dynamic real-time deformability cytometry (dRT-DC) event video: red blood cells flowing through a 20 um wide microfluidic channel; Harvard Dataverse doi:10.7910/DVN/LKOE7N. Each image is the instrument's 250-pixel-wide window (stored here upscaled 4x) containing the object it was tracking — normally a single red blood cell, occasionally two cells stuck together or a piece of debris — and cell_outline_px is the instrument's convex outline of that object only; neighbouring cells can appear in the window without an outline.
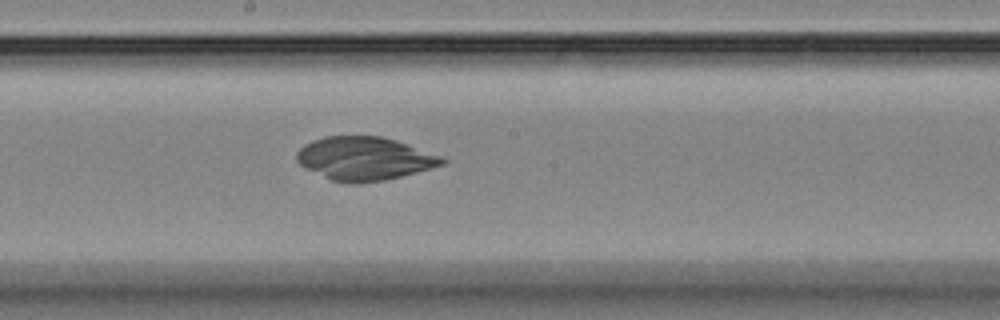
{"species": "Egyptian fruit bat (a non-hibernating species)", "species_latin": "Rousettus aegyptiacus", "temperature_condition": "room temperature", "stored_images_in_passage": 53, "camera_frame_rate_fps": 3000, "um_per_image_px": 0.085, "animal": {"sex": "female"}, "frame": {"image": 1, "passage_image": 28, "time_ms": 9.0, "image_size_px": [1000, 320], "cell_outline_px": [[448, 160], [444, 164], [432, 168], [384, 180], [360, 184], [344, 184], [332, 180], [304, 168], [296, 160], [296, 152], [304, 144], [312, 140], [324, 136], [380, 136], [396, 140], [440, 156]], "centroid_in_image_um": [30.94, 13.48], "position_along_channel_um": 217.3, "area_um2": 36.82}}
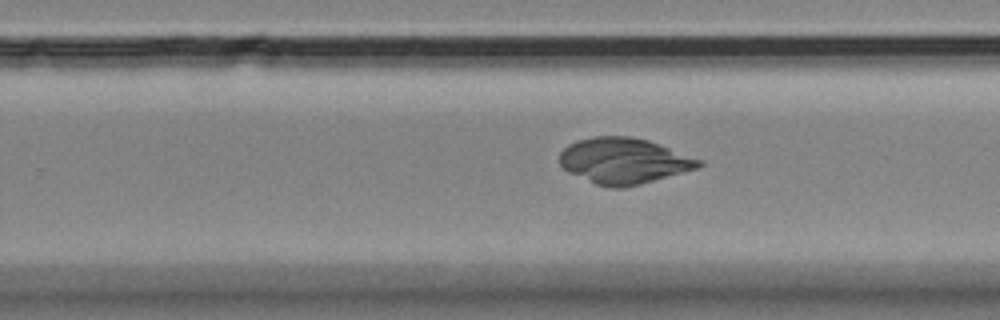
{"frame": {"image": 2, "passage_image": 33, "time_ms": 10.667, "image_size_px": [1000, 320], "cell_outline_px": [[704, 164], [696, 168], [640, 184], [624, 188], [608, 188], [596, 184], [568, 172], [560, 164], [560, 152], [568, 144], [576, 140], [592, 136], [628, 136], [648, 140], [704, 160]], "centroid_in_image_um": [53.01, 13.66], "position_along_channel_um": 276.8, "area_um2": 37.17}}
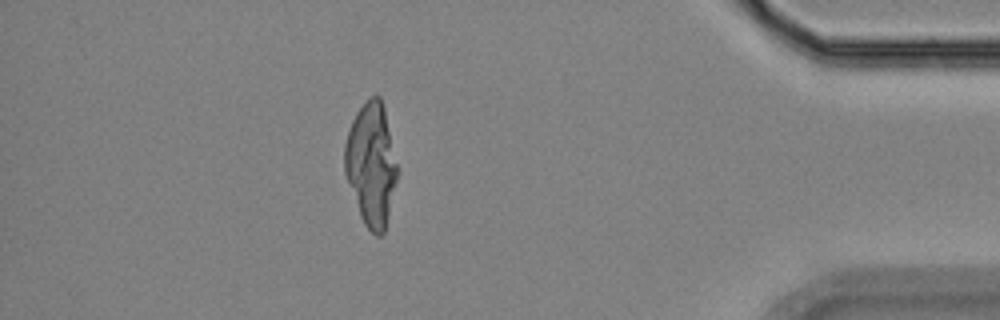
{"frame": {"image": 3, "passage_image": 47, "time_ms": 15.333, "image_size_px": [1000, 320], "cell_outline_px": [[396, 180], [388, 216], [384, 232], [380, 236], [376, 236], [364, 224], [360, 216], [344, 172], [344, 144], [352, 120], [356, 112], [368, 96], [380, 96], [384, 108], [396, 164]], "centroid_in_image_um": [31.52, 13.96], "position_along_channel_um": 403.7, "area_um2": 37.17}}